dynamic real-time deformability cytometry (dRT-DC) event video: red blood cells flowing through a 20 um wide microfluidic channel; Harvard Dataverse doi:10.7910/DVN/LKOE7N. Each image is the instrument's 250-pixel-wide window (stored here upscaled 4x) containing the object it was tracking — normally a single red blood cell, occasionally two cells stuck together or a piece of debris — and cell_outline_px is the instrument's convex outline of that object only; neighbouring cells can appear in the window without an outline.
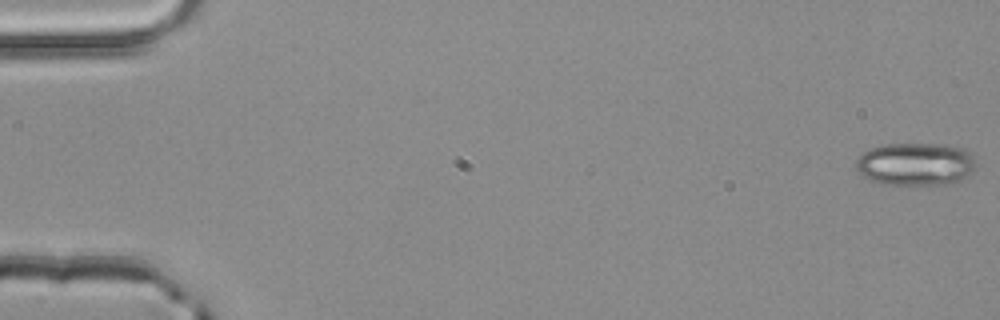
{"species": "common noctule bat (a hibernating species)", "species_latin": "Nyctalus noctula", "temperature_condition": "room temperature", "stored_images_in_passage": 38, "camera_frame_rate_fps": 3000, "um_per_image_px": 0.085, "animal": {"sex": "male", "body_mass_g": 20.4}, "frame": {"image": 1, "passage_image": 1, "time_ms": 0.0, "image_size_px": [1000, 320], "cell_outline_px": [[976, 168], [968, 176], [956, 184], [884, 184], [868, 180], [856, 172], [856, 160], [868, 148], [884, 144], [944, 144], [960, 148], [968, 152], [976, 160]], "centroid_in_image_um": [77.82, 13.96], "position_along_channel_um": 7.2, "area_um2": 30.35}}
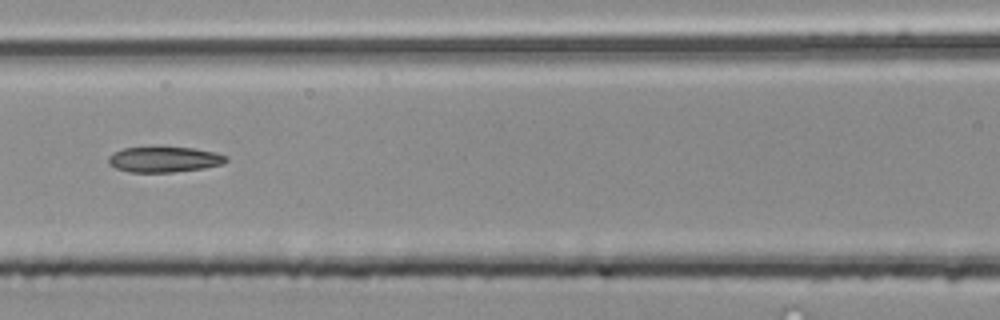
{"frame": {"image": 2, "passage_image": 24, "time_ms": 7.667, "image_size_px": [1000, 320], "cell_outline_px": [[228, 160], [224, 164], [204, 168], [172, 172], [128, 172], [116, 168], [108, 164], [108, 156], [112, 152], [124, 148], [152, 144], [192, 148], [212, 152], [228, 156]], "centroid_in_image_um": [13.9, 13.51], "position_along_channel_um": 152.7, "area_um2": 18.32}}
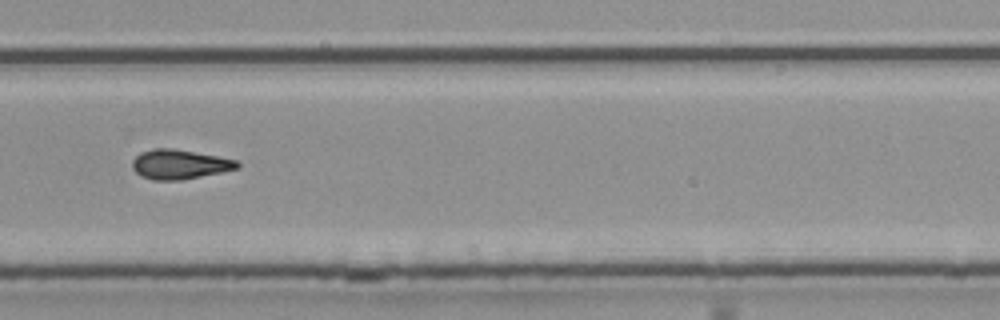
{"frame": {"image": 3, "passage_image": 36, "time_ms": 11.667, "image_size_px": [1000, 320], "cell_outline_px": [[240, 168], [180, 180], [156, 180], [144, 176], [136, 172], [132, 168], [132, 160], [140, 152], [152, 148], [172, 148], [216, 156], [236, 160], [240, 164]], "centroid_in_image_um": [15.24, 13.95], "position_along_channel_um": 314.6, "area_um2": 17.8}}